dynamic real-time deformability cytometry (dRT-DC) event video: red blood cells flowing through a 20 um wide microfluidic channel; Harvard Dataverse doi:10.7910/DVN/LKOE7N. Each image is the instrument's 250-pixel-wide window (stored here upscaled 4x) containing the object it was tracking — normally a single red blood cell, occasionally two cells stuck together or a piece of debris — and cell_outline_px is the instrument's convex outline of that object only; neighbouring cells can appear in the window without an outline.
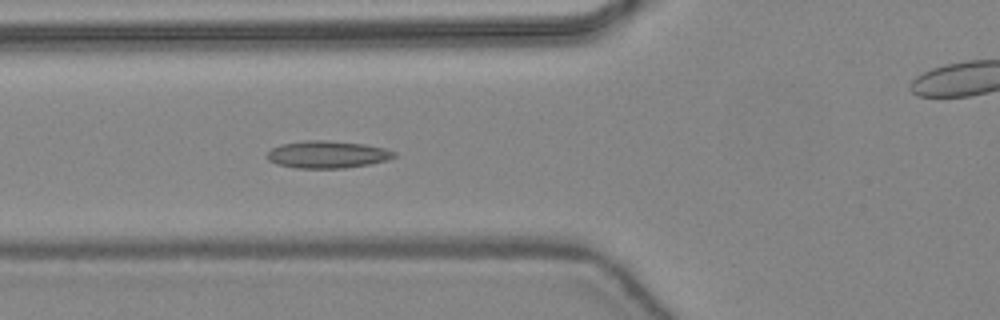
{"species": "common noctule bat (a hibernating species)", "species_latin": "Nyctalus noctula", "temperature_condition": "warm", "stored_images_in_passage": 48, "camera_frame_rate_fps": 3000, "um_per_image_px": 0.085, "animal": {"sex": "female", "body_mass_g": 24.6, "forearm_length_mm": 56.2}, "frame": {"image": 1, "passage_image": 19, "time_ms": 6.0, "image_size_px": [1000, 320], "cell_outline_px": [[396, 156], [388, 160], [368, 164], [344, 168], [296, 168], [276, 164], [268, 160], [268, 152], [272, 148], [280, 144], [304, 140], [328, 140], [364, 144], [384, 148], [396, 152]], "centroid_in_image_um": [27.82, 13.12], "position_along_channel_um": 98.0, "area_um2": 20.23}}
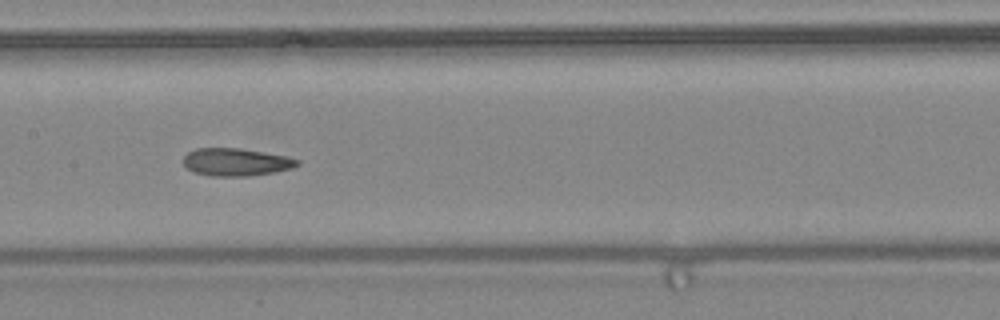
{"frame": {"image": 2, "passage_image": 25, "time_ms": 8.0, "image_size_px": [1000, 320], "cell_outline_px": [[300, 164], [292, 168], [272, 172], [248, 176], [212, 176], [192, 172], [184, 164], [184, 156], [188, 152], [196, 148], [240, 148], [264, 152], [284, 156], [300, 160]], "centroid_in_image_um": [20.04, 13.77], "position_along_channel_um": 187.4, "area_um2": 18.26}}
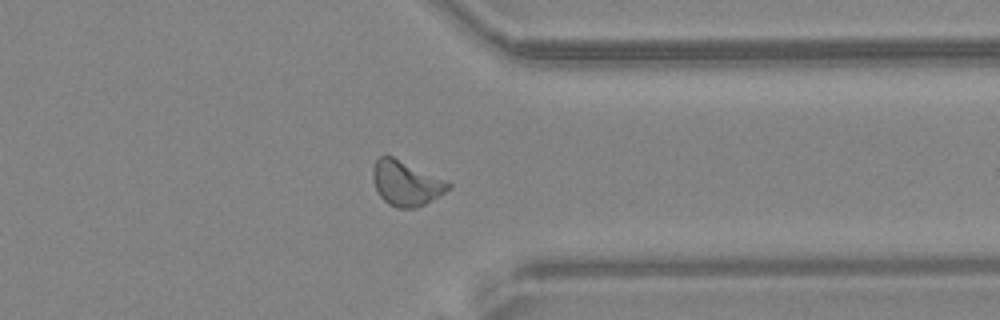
{"frame": {"image": 3, "passage_image": 38, "time_ms": 12.333, "image_size_px": [1000, 320], "cell_outline_px": [[452, 188], [440, 196], [416, 208], [396, 208], [388, 204], [380, 196], [376, 188], [372, 176], [372, 168], [376, 160], [380, 156], [392, 156], [444, 180], [452, 184]], "centroid_in_image_um": [34.51, 15.6], "position_along_channel_um": 376.9, "area_um2": 19.54}, "authors_computed_cell_mechanics": {"area_um2": 18.9584, "velocity_mm_per_s": 4.4478, "shape_relaxation_time_tau1_ms": null, "shape_relaxation_time_tau2_ms": 1.6702, "deformation_change_tau1": null, "deformation_change_tau2": 0.0834}}